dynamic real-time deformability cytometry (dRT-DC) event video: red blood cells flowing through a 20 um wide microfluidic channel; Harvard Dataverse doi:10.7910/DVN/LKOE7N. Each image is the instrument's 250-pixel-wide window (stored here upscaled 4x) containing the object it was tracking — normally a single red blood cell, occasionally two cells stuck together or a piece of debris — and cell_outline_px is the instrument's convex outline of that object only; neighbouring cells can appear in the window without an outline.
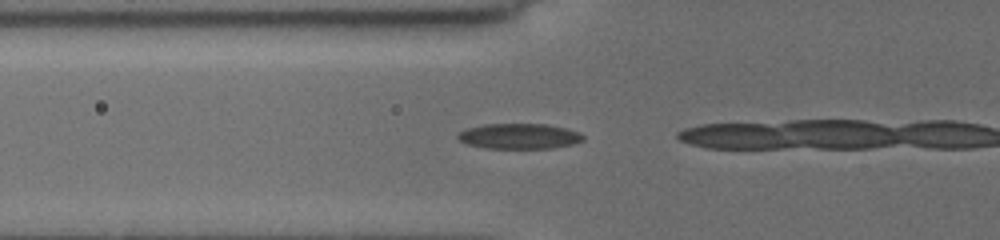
{"species": "common noctule bat (a hibernating species)", "species_latin": "Nyctalus noctula", "temperature_condition": "cold", "stored_images_in_passage": 11, "camera_frame_rate_fps": 3000, "um_per_image_px": 0.085, "animal": {"sex": "female", "body_mass_g": 19.5, "forearm_length_mm": 54.1}, "frame": {"image": 1, "passage_image": 2, "time_ms": 0.333, "image_size_px": [1000, 240], "cell_outline_px": [[584, 140], [576, 144], [552, 148], [488, 148], [468, 144], [460, 140], [456, 136], [456, 132], [468, 128], [484, 124], [544, 124], [564, 128], [580, 132], [584, 136]], "centroid_in_image_um": [44.15, 11.58], "position_along_channel_um": 81.7, "area_um2": 18.55}}